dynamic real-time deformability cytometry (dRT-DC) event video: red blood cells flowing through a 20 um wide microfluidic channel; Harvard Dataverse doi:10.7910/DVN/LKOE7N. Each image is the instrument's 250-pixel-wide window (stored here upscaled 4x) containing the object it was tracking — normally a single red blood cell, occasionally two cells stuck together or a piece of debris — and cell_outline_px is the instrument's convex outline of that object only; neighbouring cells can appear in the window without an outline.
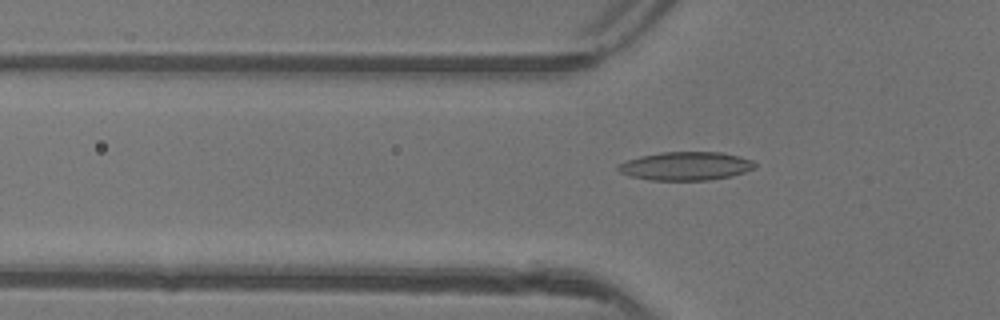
{"species": "common noctule bat (a hibernating species)", "species_latin": "Nyctalus noctula", "temperature_condition": "warm", "stored_images_in_passage": 18, "camera_frame_rate_fps": 3000, "um_per_image_px": 0.085, "animal": {"sex": "female"}, "frame": {"image": 1, "passage_image": 18, "time_ms": 5.667, "image_size_px": [1000, 320], "cell_outline_px": [[756, 168], [732, 176], [708, 180], [652, 180], [632, 176], [620, 172], [616, 168], [620, 164], [628, 160], [640, 156], [660, 152], [720, 152], [740, 156], [752, 160], [756, 164]], "centroid_in_image_um": [58.33, 14.11], "position_along_channel_um": 67.5, "area_um2": 22.6}}